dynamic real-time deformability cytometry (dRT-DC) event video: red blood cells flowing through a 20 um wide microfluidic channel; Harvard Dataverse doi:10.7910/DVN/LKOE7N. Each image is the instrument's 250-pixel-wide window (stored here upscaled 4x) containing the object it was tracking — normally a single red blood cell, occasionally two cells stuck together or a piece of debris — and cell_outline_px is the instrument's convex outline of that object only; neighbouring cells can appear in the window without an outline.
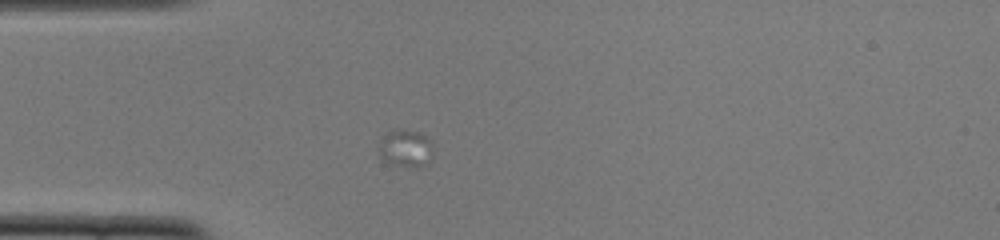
{"species": "common noctule bat (a hibernating species)", "species_latin": "Nyctalus noctula", "temperature_condition": "cold", "stored_images_in_passage": 46, "camera_frame_rate_fps": 3000, "um_per_image_px": 0.085, "animal": {"sex": "female", "body_mass_g": 22.0, "forearm_length_mm": 56.7}, "frame": {"image": 1, "passage_image": 7, "time_ms": 2.0, "image_size_px": [1000, 240], "cell_outline_px": [[432, 156], [424, 164], [408, 168], [388, 164], [380, 156], [380, 144], [388, 132], [404, 128], [416, 132], [432, 140]], "centroid_in_image_um": [34.49, 12.62], "position_along_channel_um": 50.5, "area_um2": 11.68}}
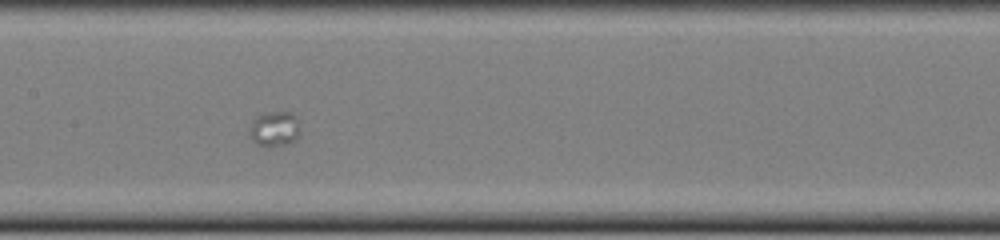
{"frame": {"image": 2, "passage_image": 20, "time_ms": 6.333, "image_size_px": [1000, 240], "cell_outline_px": [[296, 140], [284, 144], [268, 148], [256, 144], [248, 132], [252, 124], [260, 112], [292, 112], [296, 116]], "centroid_in_image_um": [23.27, 10.96], "position_along_channel_um": 184.1, "area_um2": 10.12}}
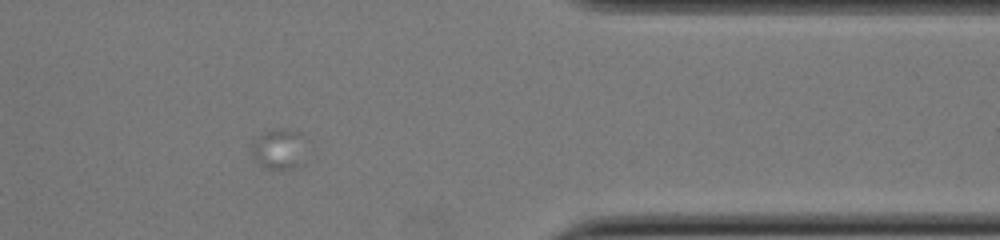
{"frame": {"image": 3, "passage_image": 40, "time_ms": 13.0, "image_size_px": [1000, 240], "cell_outline_px": [[308, 140], [304, 164], [296, 168], [264, 168], [252, 156], [252, 144], [260, 132], [276, 128], [284, 128], [296, 132], [304, 136]], "centroid_in_image_um": [23.79, 12.65], "position_along_channel_um": 387.6, "area_um2": 13.47}}